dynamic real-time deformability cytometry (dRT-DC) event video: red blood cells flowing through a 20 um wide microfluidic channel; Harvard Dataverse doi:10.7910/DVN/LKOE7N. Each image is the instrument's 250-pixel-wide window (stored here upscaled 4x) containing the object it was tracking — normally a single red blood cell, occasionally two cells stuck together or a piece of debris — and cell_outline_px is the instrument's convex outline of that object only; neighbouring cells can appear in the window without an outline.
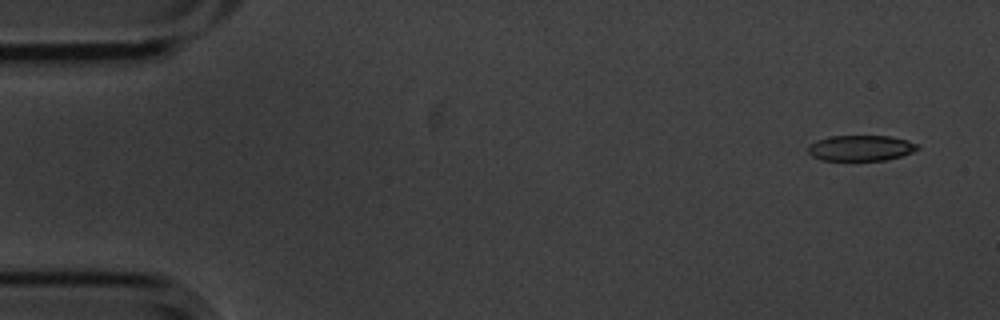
{"species": "common noctule bat (a hibernating species)", "species_latin": "Nyctalus noctula", "temperature_condition": "cold", "stored_images_in_passage": 6, "segment_of_instrument_passage": [2, 2], "camera_frame_rate_fps": 3000, "um_per_image_px": 0.085, "animal": {"sex": "male", "body_mass_g": 20.1, "forearm_length_mm": 53.5}, "frame": {"image": 1, "passage_image": 6, "time_ms": 1.667, "image_size_px": [1000, 320], "cell_outline_px": [[920, 148], [912, 152], [900, 156], [884, 160], [820, 160], [812, 156], [808, 152], [808, 144], [816, 140], [828, 136], [892, 136], [908, 140], [920, 144]], "centroid_in_image_um": [73.16, 12.57], "position_along_channel_um": 11.8, "area_um2": 16.53}}